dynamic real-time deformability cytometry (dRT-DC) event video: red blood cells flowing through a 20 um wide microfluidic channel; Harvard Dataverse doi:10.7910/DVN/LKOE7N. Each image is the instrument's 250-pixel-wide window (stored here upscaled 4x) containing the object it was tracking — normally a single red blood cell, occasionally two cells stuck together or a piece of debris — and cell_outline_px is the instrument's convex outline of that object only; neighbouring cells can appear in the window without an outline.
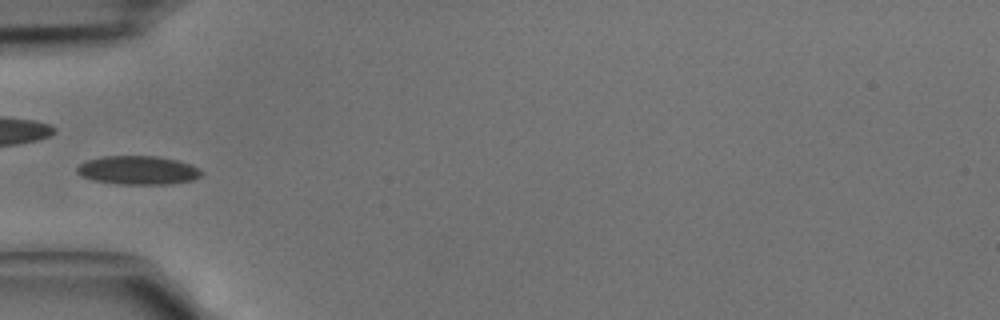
{"species": "common noctule bat (a hibernating species)", "species_latin": "Nyctalus noctula", "temperature_condition": "cold", "stored_images_in_passage": 30, "camera_frame_rate_fps": 3000, "um_per_image_px": 0.085, "animal": {"sex": "male", "body_mass_g": 15.6}, "frame": {"image": 1, "passage_image": 1, "time_ms": 0.0, "image_size_px": [1000, 320], "cell_outline_px": [[204, 172], [200, 176], [192, 180], [168, 184], [116, 184], [92, 180], [80, 176], [76, 172], [76, 168], [80, 164], [88, 160], [100, 156], [160, 156], [176, 160], [188, 164]], "centroid_in_image_um": [11.68, 14.47], "position_along_channel_um": 73.3, "area_um2": 20.81}}
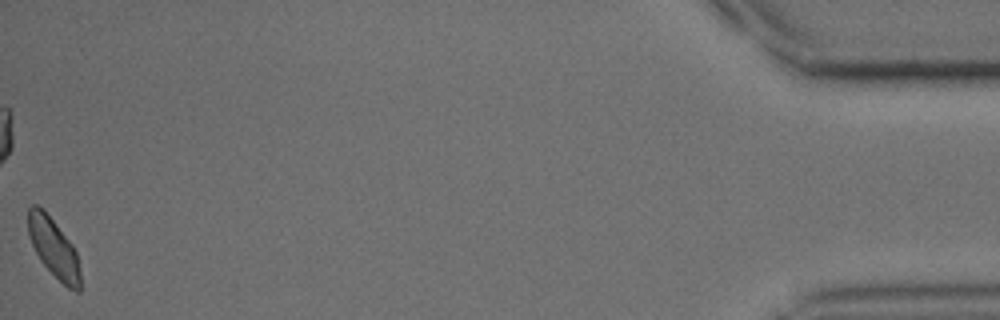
{"frame": {"image": 2, "passage_image": 30, "time_ms": 9.667, "image_size_px": [1000, 320], "cell_outline_px": [[80, 292], [76, 292], [68, 288], [40, 260], [28, 236], [28, 208], [32, 204], [36, 204], [44, 208], [72, 244], [76, 252], [80, 272]], "centroid_in_image_um": [4.55, 21.02], "position_along_channel_um": 430.6, "area_um2": 17.92}}